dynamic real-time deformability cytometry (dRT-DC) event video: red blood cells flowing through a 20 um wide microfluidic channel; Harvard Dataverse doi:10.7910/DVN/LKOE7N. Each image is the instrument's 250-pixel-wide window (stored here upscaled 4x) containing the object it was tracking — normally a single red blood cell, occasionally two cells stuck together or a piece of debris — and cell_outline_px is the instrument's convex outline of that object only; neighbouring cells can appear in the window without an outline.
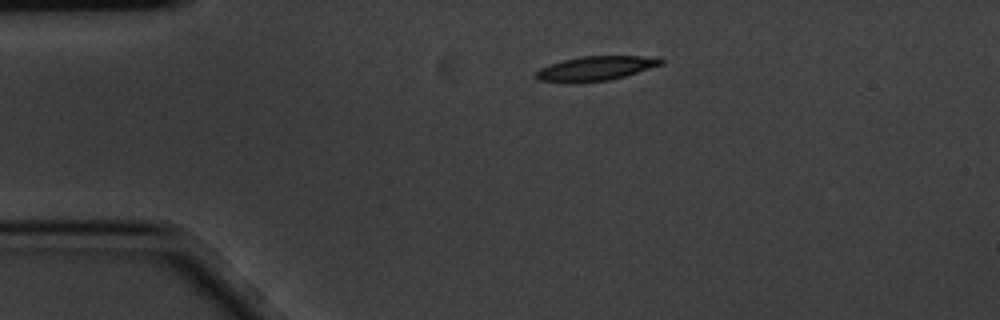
{"species": "common noctule bat (a hibernating species)", "species_latin": "Nyctalus noctula", "temperature_condition": "cold", "stored_images_in_passage": 3, "camera_frame_rate_fps": 3000, "um_per_image_px": 0.085, "animal": {"sex": "male", "body_mass_g": 20.1, "forearm_length_mm": 53.5}, "frame": {"image": 1, "passage_image": 1, "time_ms": 0.0, "image_size_px": [1000, 320], "cell_outline_px": [[664, 64], [624, 76], [608, 80], [572, 84], [564, 84], [536, 80], [536, 72], [540, 68], [564, 60], [580, 56], [660, 56], [664, 60]], "centroid_in_image_um": [50.63, 5.83], "position_along_channel_um": 34.4, "area_um2": 18.15}}
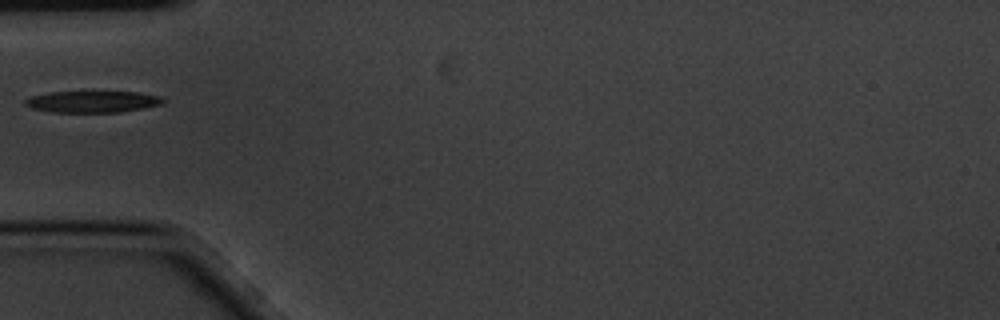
{"frame": {"image": 2, "passage_image": 3, "time_ms": 0.667, "image_size_px": [1000, 320], "cell_outline_px": [[164, 104], [144, 108], [120, 112], [52, 112], [32, 108], [24, 104], [24, 100], [32, 96], [52, 92], [140, 92], [160, 96], [164, 100]], "centroid_in_image_um": [7.9, 8.64], "position_along_channel_um": 77.1, "area_um2": 17.28}}